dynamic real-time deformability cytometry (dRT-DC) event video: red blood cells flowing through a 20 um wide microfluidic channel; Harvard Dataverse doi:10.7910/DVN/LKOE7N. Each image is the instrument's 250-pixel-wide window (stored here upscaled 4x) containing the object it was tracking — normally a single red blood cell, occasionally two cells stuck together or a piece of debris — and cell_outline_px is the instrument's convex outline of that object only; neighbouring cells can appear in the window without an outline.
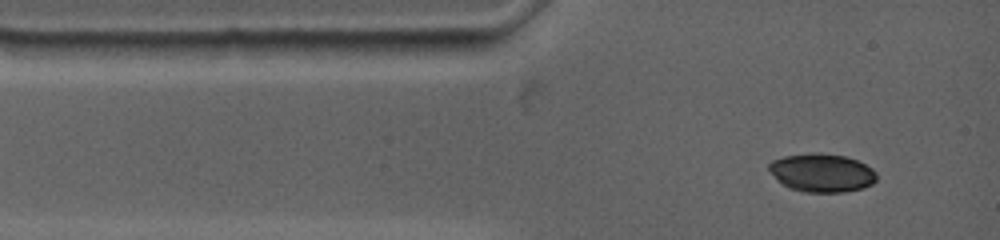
{"species": "common noctule bat (a hibernating species)", "species_latin": "Nyctalus noctula", "temperature_condition": "warm", "stored_images_in_passage": 8, "camera_frame_rate_fps": 4500, "um_per_image_px": 0.085, "animal": {"sex": "female", "body_mass_g": 19.0, "forearm_length_mm": 53.3}, "frame": {"image": 1, "passage_image": 1, "time_ms": 0.0, "image_size_px": [1000, 240], "cell_outline_px": [[876, 180], [872, 184], [864, 188], [844, 192], [804, 192], [788, 188], [776, 180], [768, 168], [768, 164], [772, 160], [784, 156], [812, 152], [820, 152], [844, 156], [856, 160], [872, 168], [876, 172]], "centroid_in_image_um": [69.83, 14.69], "position_along_channel_um": 15.2, "area_um2": 24.33}}
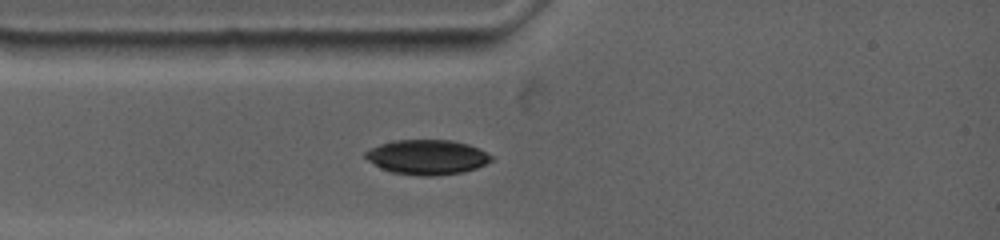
{"frame": {"image": 2, "passage_image": 4, "time_ms": 1.556, "image_size_px": [1000, 240], "cell_outline_px": [[492, 160], [476, 168], [464, 172], [432, 176], [420, 176], [392, 172], [380, 168], [368, 160], [364, 156], [364, 152], [380, 144], [396, 140], [452, 140], [468, 144], [480, 148], [492, 156]], "centroid_in_image_um": [36.31, 13.35], "position_along_channel_um": 48.7, "area_um2": 25.49}}
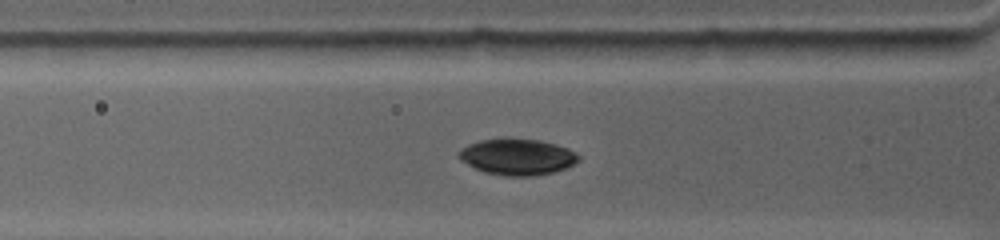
{"frame": {"image": 3, "passage_image": 6, "time_ms": 2.444, "image_size_px": [1000, 240], "cell_outline_px": [[580, 160], [556, 172], [532, 176], [504, 176], [484, 172], [460, 160], [456, 156], [456, 152], [460, 148], [468, 144], [480, 140], [504, 136], [508, 136], [540, 140], [556, 144], [568, 148], [580, 156]], "centroid_in_image_um": [43.92, 13.3], "position_along_channel_um": 81.9, "area_um2": 25.95}}